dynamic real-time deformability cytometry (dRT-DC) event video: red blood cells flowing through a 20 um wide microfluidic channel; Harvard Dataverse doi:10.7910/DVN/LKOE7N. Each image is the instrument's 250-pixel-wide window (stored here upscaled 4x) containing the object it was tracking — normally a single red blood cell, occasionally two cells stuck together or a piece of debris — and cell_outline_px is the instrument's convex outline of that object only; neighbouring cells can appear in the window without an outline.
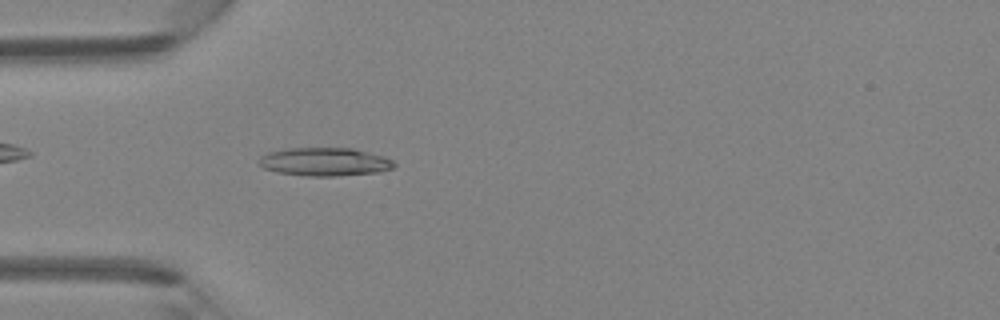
{"species": "Egyptian fruit bat (a non-hibernating species)", "species_latin": "Rousettus aegyptiacus", "temperature_condition": "room temperature", "stored_images_in_passage": 35, "camera_frame_rate_fps": 3000, "um_per_image_px": 0.085, "animal": {"sex": "female"}, "frame": {"image": 1, "passage_image": 3, "time_ms": 0.667, "image_size_px": [1000, 320], "cell_outline_px": [[396, 164], [392, 168], [380, 172], [336, 176], [308, 176], [276, 172], [264, 168], [260, 164], [260, 156], [268, 152], [288, 148], [352, 148], [384, 156], [392, 160]], "centroid_in_image_um": [27.61, 13.75], "position_along_channel_um": 57.4, "area_um2": 22.25}}
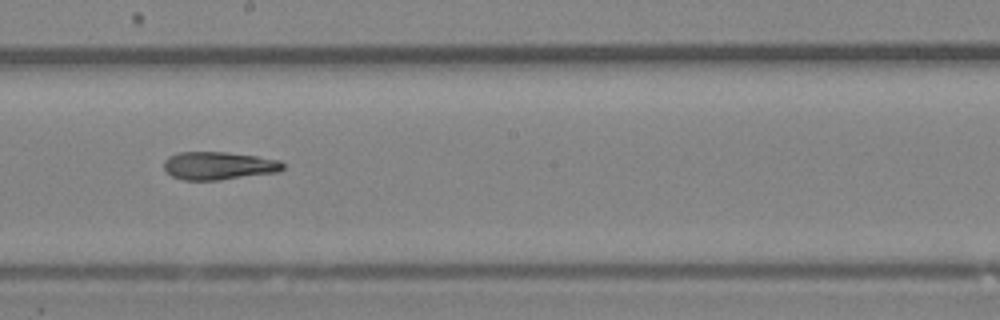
{"frame": {"image": 2, "passage_image": 15, "time_ms": 4.667, "image_size_px": [1000, 320], "cell_outline_px": [[284, 168], [280, 172], [220, 180], [184, 180], [172, 176], [164, 168], [164, 160], [168, 156], [176, 152], [228, 152], [256, 156], [280, 160], [284, 164]], "centroid_in_image_um": [18.6, 14.08], "position_along_channel_um": 229.6, "area_um2": 19.59}}
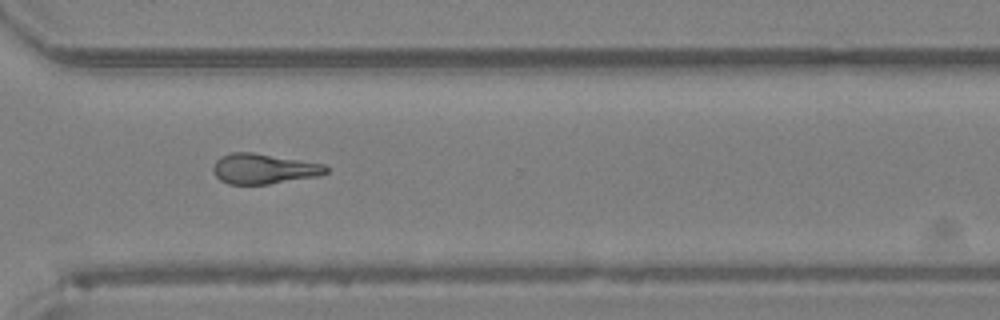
{"frame": {"image": 3, "passage_image": 23, "time_ms": 7.333, "image_size_px": [1000, 320], "cell_outline_px": [[328, 172], [320, 176], [268, 184], [228, 184], [220, 180], [212, 172], [212, 168], [216, 160], [220, 156], [232, 152], [252, 152], [324, 164], [328, 168]], "centroid_in_image_um": [22.4, 14.35], "position_along_channel_um": 348.2, "area_um2": 19.94}}